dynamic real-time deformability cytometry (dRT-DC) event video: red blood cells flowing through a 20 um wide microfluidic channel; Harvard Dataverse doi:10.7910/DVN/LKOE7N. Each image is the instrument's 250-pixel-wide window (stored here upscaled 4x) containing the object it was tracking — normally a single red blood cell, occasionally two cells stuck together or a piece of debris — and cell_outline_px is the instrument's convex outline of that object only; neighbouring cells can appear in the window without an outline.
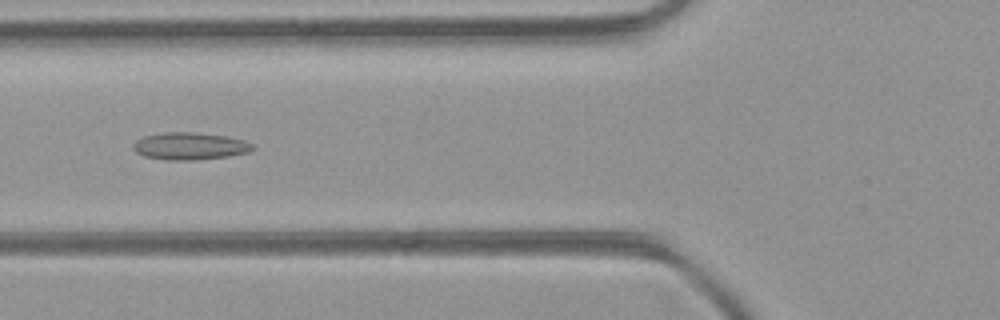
{"species": "common noctule bat (a hibernating species)", "species_latin": "Nyctalus noctula", "temperature_condition": "room temperature", "stored_images_in_passage": 46, "camera_frame_rate_fps": 3000, "um_per_image_px": 0.085, "animal": {"sex": "female", "body_mass_g": 21.9}, "frame": {"image": 1, "passage_image": 17, "time_ms": 5.333, "image_size_px": [1000, 320], "cell_outline_px": [[256, 148], [248, 152], [228, 156], [196, 160], [168, 160], [144, 156], [136, 152], [132, 148], [132, 144], [136, 140], [144, 136], [164, 132], [192, 132], [224, 136], [244, 140], [252, 144]], "centroid_in_image_um": [16.11, 12.42], "position_along_channel_um": 109.7, "area_um2": 18.96}}
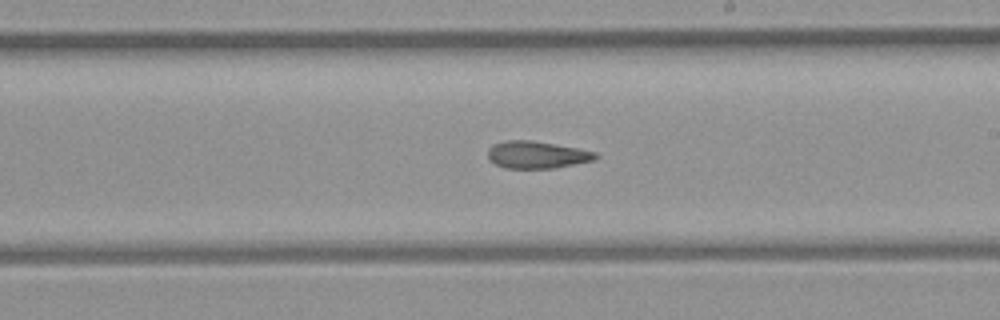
{"frame": {"image": 2, "passage_image": 26, "time_ms": 8.333, "image_size_px": [1000, 320], "cell_outline_px": [[600, 156], [596, 160], [552, 168], [504, 168], [496, 164], [488, 156], [488, 148], [492, 144], [504, 140], [532, 140], [576, 148], [596, 152]], "centroid_in_image_um": [45.63, 13.15], "position_along_channel_um": 243.4, "area_um2": 17.05}}
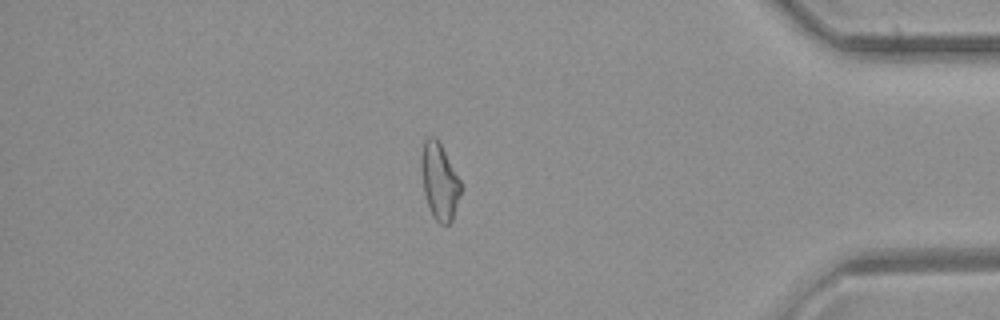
{"frame": {"image": 3, "passage_image": 39, "time_ms": 12.667, "image_size_px": [1000, 320], "cell_outline_px": [[460, 192], [452, 220], [448, 224], [440, 224], [432, 216], [428, 208], [424, 192], [420, 168], [420, 156], [424, 140], [428, 136], [432, 136], [440, 144], [460, 180]], "centroid_in_image_um": [37.31, 15.42], "position_along_channel_um": 397.9, "area_um2": 17.4}, "authors_computed_cell_mechanics": {"area_um2": 17.9469, "velocity_mm_per_s": 4.4423, "shape_relaxation_time_tau1_ms": null, "shape_relaxation_time_tau2_ms": 5.5605, "deformation_change_tau1": null, "deformation_change_tau2": 0.1458}}